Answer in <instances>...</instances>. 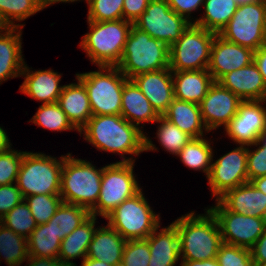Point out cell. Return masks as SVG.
<instances>
[{"instance_id":"cell-39","label":"cell","mask_w":266,"mask_h":266,"mask_svg":"<svg viewBox=\"0 0 266 266\" xmlns=\"http://www.w3.org/2000/svg\"><path fill=\"white\" fill-rule=\"evenodd\" d=\"M41 10L38 0H0V12L13 28L25 26L14 24V20L23 21Z\"/></svg>"},{"instance_id":"cell-14","label":"cell","mask_w":266,"mask_h":266,"mask_svg":"<svg viewBox=\"0 0 266 266\" xmlns=\"http://www.w3.org/2000/svg\"><path fill=\"white\" fill-rule=\"evenodd\" d=\"M207 179L215 200L226 191L248 182L246 145H239L212 162Z\"/></svg>"},{"instance_id":"cell-35","label":"cell","mask_w":266,"mask_h":266,"mask_svg":"<svg viewBox=\"0 0 266 266\" xmlns=\"http://www.w3.org/2000/svg\"><path fill=\"white\" fill-rule=\"evenodd\" d=\"M52 131L77 130L67 118L58 103L41 104L38 111L29 122Z\"/></svg>"},{"instance_id":"cell-57","label":"cell","mask_w":266,"mask_h":266,"mask_svg":"<svg viewBox=\"0 0 266 266\" xmlns=\"http://www.w3.org/2000/svg\"><path fill=\"white\" fill-rule=\"evenodd\" d=\"M263 146H266V129L260 134L259 139L257 140Z\"/></svg>"},{"instance_id":"cell-51","label":"cell","mask_w":266,"mask_h":266,"mask_svg":"<svg viewBox=\"0 0 266 266\" xmlns=\"http://www.w3.org/2000/svg\"><path fill=\"white\" fill-rule=\"evenodd\" d=\"M181 266H219V263L216 258L203 260V261H188L181 260Z\"/></svg>"},{"instance_id":"cell-53","label":"cell","mask_w":266,"mask_h":266,"mask_svg":"<svg viewBox=\"0 0 266 266\" xmlns=\"http://www.w3.org/2000/svg\"><path fill=\"white\" fill-rule=\"evenodd\" d=\"M255 188L266 194V175L250 181Z\"/></svg>"},{"instance_id":"cell-40","label":"cell","mask_w":266,"mask_h":266,"mask_svg":"<svg viewBox=\"0 0 266 266\" xmlns=\"http://www.w3.org/2000/svg\"><path fill=\"white\" fill-rule=\"evenodd\" d=\"M88 4L87 21H114L123 19L124 0H85Z\"/></svg>"},{"instance_id":"cell-21","label":"cell","mask_w":266,"mask_h":266,"mask_svg":"<svg viewBox=\"0 0 266 266\" xmlns=\"http://www.w3.org/2000/svg\"><path fill=\"white\" fill-rule=\"evenodd\" d=\"M217 200L229 211L266 219V194L255 188L251 182L226 191Z\"/></svg>"},{"instance_id":"cell-58","label":"cell","mask_w":266,"mask_h":266,"mask_svg":"<svg viewBox=\"0 0 266 266\" xmlns=\"http://www.w3.org/2000/svg\"><path fill=\"white\" fill-rule=\"evenodd\" d=\"M252 1H255V0H236V2L238 4L248 3V2H252Z\"/></svg>"},{"instance_id":"cell-54","label":"cell","mask_w":266,"mask_h":266,"mask_svg":"<svg viewBox=\"0 0 266 266\" xmlns=\"http://www.w3.org/2000/svg\"><path fill=\"white\" fill-rule=\"evenodd\" d=\"M81 266H113V265L106 264L105 262L100 260L90 259L86 257L83 259Z\"/></svg>"},{"instance_id":"cell-34","label":"cell","mask_w":266,"mask_h":266,"mask_svg":"<svg viewBox=\"0 0 266 266\" xmlns=\"http://www.w3.org/2000/svg\"><path fill=\"white\" fill-rule=\"evenodd\" d=\"M8 266H21L28 258L27 239L0 223V259Z\"/></svg>"},{"instance_id":"cell-26","label":"cell","mask_w":266,"mask_h":266,"mask_svg":"<svg viewBox=\"0 0 266 266\" xmlns=\"http://www.w3.org/2000/svg\"><path fill=\"white\" fill-rule=\"evenodd\" d=\"M125 240L109 224L96 228L93 240L89 244L87 258L115 265L122 262Z\"/></svg>"},{"instance_id":"cell-15","label":"cell","mask_w":266,"mask_h":266,"mask_svg":"<svg viewBox=\"0 0 266 266\" xmlns=\"http://www.w3.org/2000/svg\"><path fill=\"white\" fill-rule=\"evenodd\" d=\"M265 101H243L237 114L225 127L226 134L238 145L254 144L266 129Z\"/></svg>"},{"instance_id":"cell-33","label":"cell","mask_w":266,"mask_h":266,"mask_svg":"<svg viewBox=\"0 0 266 266\" xmlns=\"http://www.w3.org/2000/svg\"><path fill=\"white\" fill-rule=\"evenodd\" d=\"M90 216V211L85 207L63 202L48 223L62 241Z\"/></svg>"},{"instance_id":"cell-29","label":"cell","mask_w":266,"mask_h":266,"mask_svg":"<svg viewBox=\"0 0 266 266\" xmlns=\"http://www.w3.org/2000/svg\"><path fill=\"white\" fill-rule=\"evenodd\" d=\"M96 216H90L79 227L67 235L60 245L59 259L69 266H76L70 259L87 257L89 244L93 240L96 229Z\"/></svg>"},{"instance_id":"cell-41","label":"cell","mask_w":266,"mask_h":266,"mask_svg":"<svg viewBox=\"0 0 266 266\" xmlns=\"http://www.w3.org/2000/svg\"><path fill=\"white\" fill-rule=\"evenodd\" d=\"M219 266H256L250 249L223 243L216 255Z\"/></svg>"},{"instance_id":"cell-56","label":"cell","mask_w":266,"mask_h":266,"mask_svg":"<svg viewBox=\"0 0 266 266\" xmlns=\"http://www.w3.org/2000/svg\"><path fill=\"white\" fill-rule=\"evenodd\" d=\"M41 9L43 10L44 8H46L49 5H53L54 3H59V2H75V1H80V0H38Z\"/></svg>"},{"instance_id":"cell-4","label":"cell","mask_w":266,"mask_h":266,"mask_svg":"<svg viewBox=\"0 0 266 266\" xmlns=\"http://www.w3.org/2000/svg\"><path fill=\"white\" fill-rule=\"evenodd\" d=\"M103 167L96 169L89 161L76 159L68 153L63 157L60 196L64 203L85 207L96 205L101 189Z\"/></svg>"},{"instance_id":"cell-47","label":"cell","mask_w":266,"mask_h":266,"mask_svg":"<svg viewBox=\"0 0 266 266\" xmlns=\"http://www.w3.org/2000/svg\"><path fill=\"white\" fill-rule=\"evenodd\" d=\"M150 0H124L123 4V19L131 23L140 17L145 12Z\"/></svg>"},{"instance_id":"cell-12","label":"cell","mask_w":266,"mask_h":266,"mask_svg":"<svg viewBox=\"0 0 266 266\" xmlns=\"http://www.w3.org/2000/svg\"><path fill=\"white\" fill-rule=\"evenodd\" d=\"M190 24L191 22L170 8L167 0H150L145 12L133 25L170 47Z\"/></svg>"},{"instance_id":"cell-20","label":"cell","mask_w":266,"mask_h":266,"mask_svg":"<svg viewBox=\"0 0 266 266\" xmlns=\"http://www.w3.org/2000/svg\"><path fill=\"white\" fill-rule=\"evenodd\" d=\"M160 225L146 238L150 248L148 266H175L182 254V238L171 223L158 232Z\"/></svg>"},{"instance_id":"cell-50","label":"cell","mask_w":266,"mask_h":266,"mask_svg":"<svg viewBox=\"0 0 266 266\" xmlns=\"http://www.w3.org/2000/svg\"><path fill=\"white\" fill-rule=\"evenodd\" d=\"M254 63L257 65L266 86V43L254 51Z\"/></svg>"},{"instance_id":"cell-36","label":"cell","mask_w":266,"mask_h":266,"mask_svg":"<svg viewBox=\"0 0 266 266\" xmlns=\"http://www.w3.org/2000/svg\"><path fill=\"white\" fill-rule=\"evenodd\" d=\"M156 122L160 124L156 132L158 142L167 152L175 156L192 139L191 136L181 131L175 124L163 116H160Z\"/></svg>"},{"instance_id":"cell-48","label":"cell","mask_w":266,"mask_h":266,"mask_svg":"<svg viewBox=\"0 0 266 266\" xmlns=\"http://www.w3.org/2000/svg\"><path fill=\"white\" fill-rule=\"evenodd\" d=\"M250 252L256 266L266 264V230L250 248Z\"/></svg>"},{"instance_id":"cell-52","label":"cell","mask_w":266,"mask_h":266,"mask_svg":"<svg viewBox=\"0 0 266 266\" xmlns=\"http://www.w3.org/2000/svg\"><path fill=\"white\" fill-rule=\"evenodd\" d=\"M9 141L10 140L5 130L0 126V153L6 152L10 148H12V144Z\"/></svg>"},{"instance_id":"cell-25","label":"cell","mask_w":266,"mask_h":266,"mask_svg":"<svg viewBox=\"0 0 266 266\" xmlns=\"http://www.w3.org/2000/svg\"><path fill=\"white\" fill-rule=\"evenodd\" d=\"M121 116L138 128H140V123H154L160 117L131 79L124 83L121 97Z\"/></svg>"},{"instance_id":"cell-8","label":"cell","mask_w":266,"mask_h":266,"mask_svg":"<svg viewBox=\"0 0 266 266\" xmlns=\"http://www.w3.org/2000/svg\"><path fill=\"white\" fill-rule=\"evenodd\" d=\"M105 219L125 240L146 239L160 225V216L153 212L142 189Z\"/></svg>"},{"instance_id":"cell-6","label":"cell","mask_w":266,"mask_h":266,"mask_svg":"<svg viewBox=\"0 0 266 266\" xmlns=\"http://www.w3.org/2000/svg\"><path fill=\"white\" fill-rule=\"evenodd\" d=\"M63 157L57 160L44 153L24 152L16 180L24 198L37 194L60 195Z\"/></svg>"},{"instance_id":"cell-10","label":"cell","mask_w":266,"mask_h":266,"mask_svg":"<svg viewBox=\"0 0 266 266\" xmlns=\"http://www.w3.org/2000/svg\"><path fill=\"white\" fill-rule=\"evenodd\" d=\"M218 35L229 42L256 51L266 43V3L255 0L239 4Z\"/></svg>"},{"instance_id":"cell-44","label":"cell","mask_w":266,"mask_h":266,"mask_svg":"<svg viewBox=\"0 0 266 266\" xmlns=\"http://www.w3.org/2000/svg\"><path fill=\"white\" fill-rule=\"evenodd\" d=\"M249 146H255L257 149L249 150L250 148L247 146L248 182L266 175V146L261 145L258 141Z\"/></svg>"},{"instance_id":"cell-1","label":"cell","mask_w":266,"mask_h":266,"mask_svg":"<svg viewBox=\"0 0 266 266\" xmlns=\"http://www.w3.org/2000/svg\"><path fill=\"white\" fill-rule=\"evenodd\" d=\"M79 132L97 149L120 154L124 158L121 162L135 163V159H126L124 154L138 156L144 151L157 150L141 128L121 115H93Z\"/></svg>"},{"instance_id":"cell-13","label":"cell","mask_w":266,"mask_h":266,"mask_svg":"<svg viewBox=\"0 0 266 266\" xmlns=\"http://www.w3.org/2000/svg\"><path fill=\"white\" fill-rule=\"evenodd\" d=\"M216 203L208 209L218 221L223 243L250 249L266 230V219L244 216Z\"/></svg>"},{"instance_id":"cell-17","label":"cell","mask_w":266,"mask_h":266,"mask_svg":"<svg viewBox=\"0 0 266 266\" xmlns=\"http://www.w3.org/2000/svg\"><path fill=\"white\" fill-rule=\"evenodd\" d=\"M254 61V51L215 35L207 70L217 82L223 75L246 67Z\"/></svg>"},{"instance_id":"cell-5","label":"cell","mask_w":266,"mask_h":266,"mask_svg":"<svg viewBox=\"0 0 266 266\" xmlns=\"http://www.w3.org/2000/svg\"><path fill=\"white\" fill-rule=\"evenodd\" d=\"M117 67L128 79L169 68V46L133 25Z\"/></svg>"},{"instance_id":"cell-18","label":"cell","mask_w":266,"mask_h":266,"mask_svg":"<svg viewBox=\"0 0 266 266\" xmlns=\"http://www.w3.org/2000/svg\"><path fill=\"white\" fill-rule=\"evenodd\" d=\"M155 111L162 116L174 99L172 71L169 68L140 74L131 78Z\"/></svg>"},{"instance_id":"cell-55","label":"cell","mask_w":266,"mask_h":266,"mask_svg":"<svg viewBox=\"0 0 266 266\" xmlns=\"http://www.w3.org/2000/svg\"><path fill=\"white\" fill-rule=\"evenodd\" d=\"M13 27L8 23L4 15L0 12V34L8 32L11 30Z\"/></svg>"},{"instance_id":"cell-59","label":"cell","mask_w":266,"mask_h":266,"mask_svg":"<svg viewBox=\"0 0 266 266\" xmlns=\"http://www.w3.org/2000/svg\"><path fill=\"white\" fill-rule=\"evenodd\" d=\"M113 266H125V264L123 262H119V263H116L115 265Z\"/></svg>"},{"instance_id":"cell-11","label":"cell","mask_w":266,"mask_h":266,"mask_svg":"<svg viewBox=\"0 0 266 266\" xmlns=\"http://www.w3.org/2000/svg\"><path fill=\"white\" fill-rule=\"evenodd\" d=\"M216 33L194 23L169 47L171 71L204 70L208 68L211 48Z\"/></svg>"},{"instance_id":"cell-27","label":"cell","mask_w":266,"mask_h":266,"mask_svg":"<svg viewBox=\"0 0 266 266\" xmlns=\"http://www.w3.org/2000/svg\"><path fill=\"white\" fill-rule=\"evenodd\" d=\"M21 31V28L14 27L0 34V84L8 78L21 77L25 64L21 50Z\"/></svg>"},{"instance_id":"cell-43","label":"cell","mask_w":266,"mask_h":266,"mask_svg":"<svg viewBox=\"0 0 266 266\" xmlns=\"http://www.w3.org/2000/svg\"><path fill=\"white\" fill-rule=\"evenodd\" d=\"M149 259L150 248L146 239L127 240L122 256L125 266H148Z\"/></svg>"},{"instance_id":"cell-2","label":"cell","mask_w":266,"mask_h":266,"mask_svg":"<svg viewBox=\"0 0 266 266\" xmlns=\"http://www.w3.org/2000/svg\"><path fill=\"white\" fill-rule=\"evenodd\" d=\"M205 210V215H196L192 211L172 222L182 238V260L203 261L216 258L223 244L216 217L208 208Z\"/></svg>"},{"instance_id":"cell-46","label":"cell","mask_w":266,"mask_h":266,"mask_svg":"<svg viewBox=\"0 0 266 266\" xmlns=\"http://www.w3.org/2000/svg\"><path fill=\"white\" fill-rule=\"evenodd\" d=\"M205 0H167L170 8L178 15L183 16L192 23L190 14L194 10H198L199 6H203Z\"/></svg>"},{"instance_id":"cell-38","label":"cell","mask_w":266,"mask_h":266,"mask_svg":"<svg viewBox=\"0 0 266 266\" xmlns=\"http://www.w3.org/2000/svg\"><path fill=\"white\" fill-rule=\"evenodd\" d=\"M37 225L47 223L63 203L60 195L37 194L24 198Z\"/></svg>"},{"instance_id":"cell-9","label":"cell","mask_w":266,"mask_h":266,"mask_svg":"<svg viewBox=\"0 0 266 266\" xmlns=\"http://www.w3.org/2000/svg\"><path fill=\"white\" fill-rule=\"evenodd\" d=\"M133 168L134 162L121 161L103 166L100 195L90 210L92 216L106 218L117 206L141 190Z\"/></svg>"},{"instance_id":"cell-3","label":"cell","mask_w":266,"mask_h":266,"mask_svg":"<svg viewBox=\"0 0 266 266\" xmlns=\"http://www.w3.org/2000/svg\"><path fill=\"white\" fill-rule=\"evenodd\" d=\"M87 23L90 32L82 37L79 46L98 67H117L133 23L124 19Z\"/></svg>"},{"instance_id":"cell-37","label":"cell","mask_w":266,"mask_h":266,"mask_svg":"<svg viewBox=\"0 0 266 266\" xmlns=\"http://www.w3.org/2000/svg\"><path fill=\"white\" fill-rule=\"evenodd\" d=\"M0 223L26 239L37 227L29 206L24 200L5 214Z\"/></svg>"},{"instance_id":"cell-28","label":"cell","mask_w":266,"mask_h":266,"mask_svg":"<svg viewBox=\"0 0 266 266\" xmlns=\"http://www.w3.org/2000/svg\"><path fill=\"white\" fill-rule=\"evenodd\" d=\"M162 116L192 138L203 137V129L209 132L203 123L199 104L174 98Z\"/></svg>"},{"instance_id":"cell-49","label":"cell","mask_w":266,"mask_h":266,"mask_svg":"<svg viewBox=\"0 0 266 266\" xmlns=\"http://www.w3.org/2000/svg\"><path fill=\"white\" fill-rule=\"evenodd\" d=\"M27 260H28L27 261L28 266H69L67 263L63 262L59 258L54 259V258H45L37 256H28Z\"/></svg>"},{"instance_id":"cell-30","label":"cell","mask_w":266,"mask_h":266,"mask_svg":"<svg viewBox=\"0 0 266 266\" xmlns=\"http://www.w3.org/2000/svg\"><path fill=\"white\" fill-rule=\"evenodd\" d=\"M236 0H205L204 15L193 22L208 31L219 34L237 10Z\"/></svg>"},{"instance_id":"cell-31","label":"cell","mask_w":266,"mask_h":266,"mask_svg":"<svg viewBox=\"0 0 266 266\" xmlns=\"http://www.w3.org/2000/svg\"><path fill=\"white\" fill-rule=\"evenodd\" d=\"M61 240L53 231L51 224L37 225L27 238L28 256L45 258L59 257Z\"/></svg>"},{"instance_id":"cell-22","label":"cell","mask_w":266,"mask_h":266,"mask_svg":"<svg viewBox=\"0 0 266 266\" xmlns=\"http://www.w3.org/2000/svg\"><path fill=\"white\" fill-rule=\"evenodd\" d=\"M61 75L51 69L33 72L24 64L21 77L25 76V79L19 88L20 92L37 101H42V104L57 103L64 88V85H59Z\"/></svg>"},{"instance_id":"cell-19","label":"cell","mask_w":266,"mask_h":266,"mask_svg":"<svg viewBox=\"0 0 266 266\" xmlns=\"http://www.w3.org/2000/svg\"><path fill=\"white\" fill-rule=\"evenodd\" d=\"M217 82L242 101L266 100V86L254 61L246 67L223 75Z\"/></svg>"},{"instance_id":"cell-32","label":"cell","mask_w":266,"mask_h":266,"mask_svg":"<svg viewBox=\"0 0 266 266\" xmlns=\"http://www.w3.org/2000/svg\"><path fill=\"white\" fill-rule=\"evenodd\" d=\"M205 138H192L177 154L180 161L193 170H201L208 178L213 161V149Z\"/></svg>"},{"instance_id":"cell-24","label":"cell","mask_w":266,"mask_h":266,"mask_svg":"<svg viewBox=\"0 0 266 266\" xmlns=\"http://www.w3.org/2000/svg\"><path fill=\"white\" fill-rule=\"evenodd\" d=\"M174 98L199 104L214 83L207 69L172 71Z\"/></svg>"},{"instance_id":"cell-42","label":"cell","mask_w":266,"mask_h":266,"mask_svg":"<svg viewBox=\"0 0 266 266\" xmlns=\"http://www.w3.org/2000/svg\"><path fill=\"white\" fill-rule=\"evenodd\" d=\"M23 152L12 150L0 153V186L16 183L23 160Z\"/></svg>"},{"instance_id":"cell-23","label":"cell","mask_w":266,"mask_h":266,"mask_svg":"<svg viewBox=\"0 0 266 266\" xmlns=\"http://www.w3.org/2000/svg\"><path fill=\"white\" fill-rule=\"evenodd\" d=\"M77 80V83L64 85L57 103L79 132L93 115L86 87Z\"/></svg>"},{"instance_id":"cell-45","label":"cell","mask_w":266,"mask_h":266,"mask_svg":"<svg viewBox=\"0 0 266 266\" xmlns=\"http://www.w3.org/2000/svg\"><path fill=\"white\" fill-rule=\"evenodd\" d=\"M14 184L0 186V219L24 200L20 189Z\"/></svg>"},{"instance_id":"cell-7","label":"cell","mask_w":266,"mask_h":266,"mask_svg":"<svg viewBox=\"0 0 266 266\" xmlns=\"http://www.w3.org/2000/svg\"><path fill=\"white\" fill-rule=\"evenodd\" d=\"M98 68V71L76 74L86 87L92 115H121V97L128 78L118 67Z\"/></svg>"},{"instance_id":"cell-16","label":"cell","mask_w":266,"mask_h":266,"mask_svg":"<svg viewBox=\"0 0 266 266\" xmlns=\"http://www.w3.org/2000/svg\"><path fill=\"white\" fill-rule=\"evenodd\" d=\"M243 101L230 90L214 82L199 103L203 123L208 131L225 128L237 114Z\"/></svg>"}]
</instances>
